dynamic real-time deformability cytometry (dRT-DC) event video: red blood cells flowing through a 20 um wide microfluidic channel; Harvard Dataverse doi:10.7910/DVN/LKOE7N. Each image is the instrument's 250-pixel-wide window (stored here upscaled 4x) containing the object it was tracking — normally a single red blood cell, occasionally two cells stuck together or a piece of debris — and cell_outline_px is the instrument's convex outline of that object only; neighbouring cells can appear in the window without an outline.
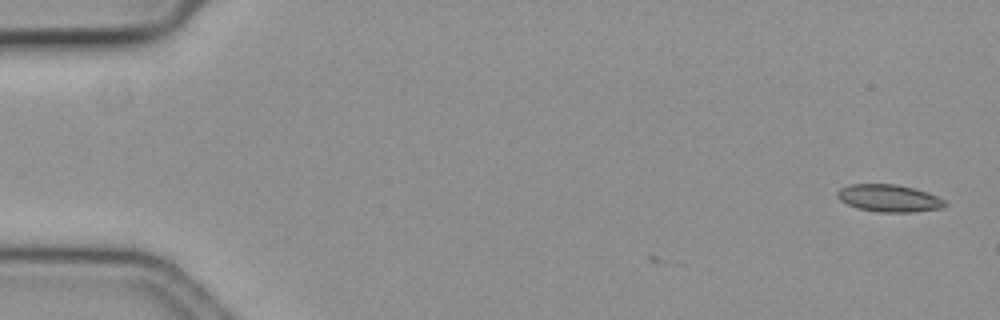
{"species": "common noctule bat (a hibernating species)", "species_latin": "Nyctalus noctula", "temperature_condition": "cold", "stored_images_in_passage": 2, "camera_frame_rate_fps": 3000, "um_per_image_px": 0.085, "animal": {"sex": "female", "body_mass_g": 19.3, "forearm_length_mm": 54.1}, "frame": {"image": 1, "passage_image": 2, "time_ms": 0.333, "image_size_px": [1000, 320], "cell_outline_px": [[948, 204], [940, 208], [912, 212], [876, 212], [856, 208], [840, 200], [836, 196], [836, 192], [840, 188], [848, 184], [896, 184], [912, 188], [936, 196], [944, 200]], "centroid_in_image_um": [75.5, 16.85], "position_along_channel_um": 9.5, "area_um2": 17.05}}